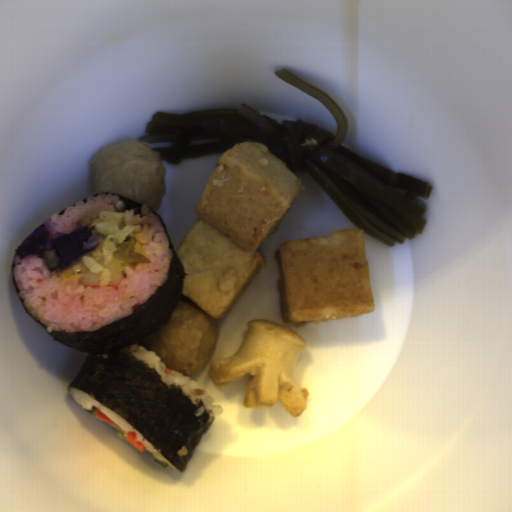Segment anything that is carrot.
Masks as SVG:
<instances>
[{"label":"carrot","mask_w":512,"mask_h":512,"mask_svg":"<svg viewBox=\"0 0 512 512\" xmlns=\"http://www.w3.org/2000/svg\"><path fill=\"white\" fill-rule=\"evenodd\" d=\"M94 417H96L97 419L102 420L104 422L117 425L116 422L114 420H112L111 418H109L99 407L96 408Z\"/></svg>","instance_id":"carrot-2"},{"label":"carrot","mask_w":512,"mask_h":512,"mask_svg":"<svg viewBox=\"0 0 512 512\" xmlns=\"http://www.w3.org/2000/svg\"><path fill=\"white\" fill-rule=\"evenodd\" d=\"M126 440H127V442L131 443L133 445V447L136 448L137 450H139L140 452L146 451V447H145L144 443L141 442L140 440H137V434L135 431L129 430L128 432H126Z\"/></svg>","instance_id":"carrot-1"},{"label":"carrot","mask_w":512,"mask_h":512,"mask_svg":"<svg viewBox=\"0 0 512 512\" xmlns=\"http://www.w3.org/2000/svg\"><path fill=\"white\" fill-rule=\"evenodd\" d=\"M169 371H170L169 367H165V369H164V373H166V374H167V373H169Z\"/></svg>","instance_id":"carrot-3"}]
</instances>
